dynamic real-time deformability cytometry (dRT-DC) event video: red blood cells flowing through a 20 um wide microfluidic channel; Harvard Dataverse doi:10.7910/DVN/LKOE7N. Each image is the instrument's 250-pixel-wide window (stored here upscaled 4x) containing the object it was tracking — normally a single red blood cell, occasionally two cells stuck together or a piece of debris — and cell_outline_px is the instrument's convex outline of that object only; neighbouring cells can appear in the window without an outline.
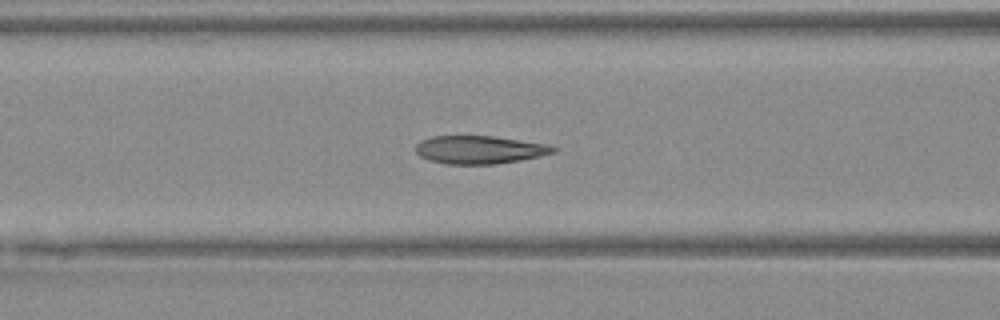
{"species": "Egyptian fruit bat (a non-hibernating species)", "species_latin": "Rousettus aegyptiacus", "temperature_condition": "warm", "stored_images_in_passage": 48, "camera_frame_rate_fps": 3000, "um_per_image_px": 0.085, "animal": {"sex": "female"}, "frame": {"image": 1, "passage_image": 19, "time_ms": 6.0, "image_size_px": [1000, 320], "cell_outline_px": [[560, 148], [556, 152], [540, 156], [520, 160], [496, 164], [444, 164], [428, 160], [420, 156], [416, 152], [416, 144], [420, 140], [432, 136], [492, 136], [548, 144]], "centroid_in_image_um": [40.77, 12.73], "position_along_channel_um": 125.8, "area_um2": 22.66}}
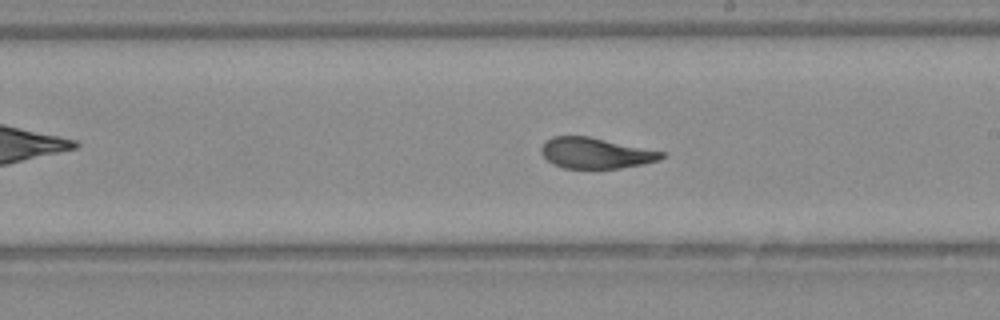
{"frame": {"image": 2, "passage_image": 27, "time_ms": 8.667, "image_size_px": [1000, 320], "cell_outline_px": [[664, 156], [660, 160], [644, 164], [620, 168], [564, 168], [552, 164], [540, 152], [540, 148], [544, 140], [552, 136], [588, 136], [664, 152]], "centroid_in_image_um": [50.59, 13.01], "position_along_channel_um": 238.4, "area_um2": 21.56}}
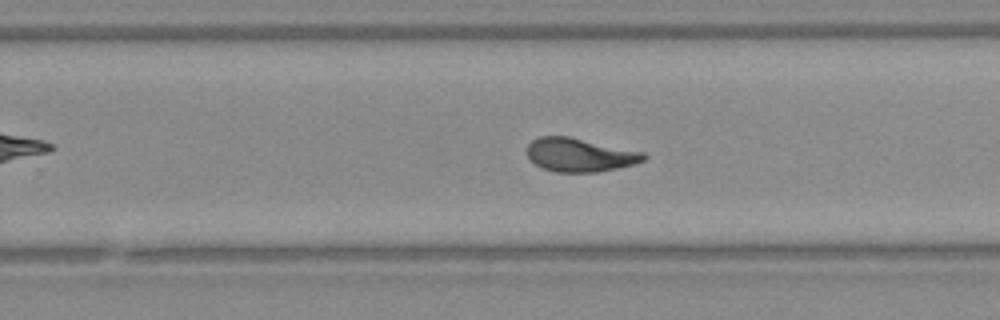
{"frame": {"image": 3, "passage_image": 30, "time_ms": 9.667, "image_size_px": [1000, 320], "cell_outline_px": [[648, 156], [644, 160], [636, 164], [596, 172], [556, 172], [544, 168], [536, 164], [528, 156], [528, 144], [532, 140], [540, 136], [568, 136], [644, 152]], "centroid_in_image_um": [49.31, 13.16], "position_along_channel_um": 280.5, "area_um2": 22.66}}